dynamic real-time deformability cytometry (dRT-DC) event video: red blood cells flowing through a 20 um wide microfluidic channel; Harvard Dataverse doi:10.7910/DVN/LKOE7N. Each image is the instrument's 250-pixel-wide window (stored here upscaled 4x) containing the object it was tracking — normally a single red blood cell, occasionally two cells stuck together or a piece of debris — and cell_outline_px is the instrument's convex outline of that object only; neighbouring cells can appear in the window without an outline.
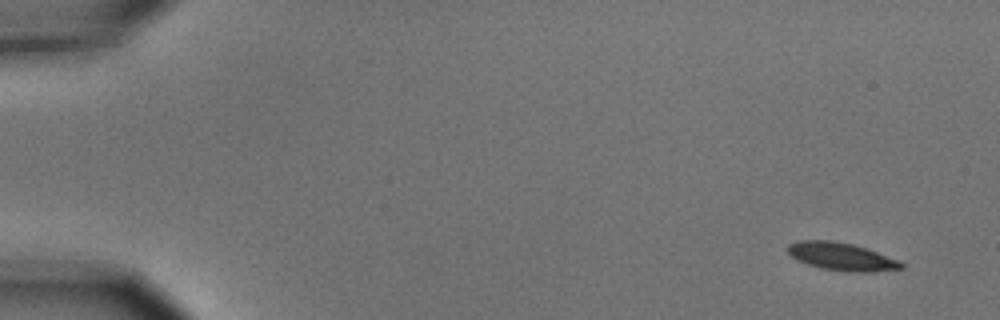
{"species": "common noctule bat (a hibernating species)", "species_latin": "Nyctalus noctula", "temperature_condition": "cold", "stored_images_in_passage": 5, "camera_frame_rate_fps": 3000, "um_per_image_px": 0.085, "animal": {"sex": "male", "body_mass_g": 15.6}, "frame": {"image": 1, "passage_image": 1, "time_ms": 0.0, "image_size_px": [1000, 320], "cell_outline_px": [[904, 268], [868, 272], [848, 272], [820, 268], [796, 260], [784, 248], [788, 244], [800, 240], [832, 240], [852, 244], [900, 260], [904, 264]], "centroid_in_image_um": [71.49, 21.81], "position_along_channel_um": 13.5, "area_um2": 18.44}}
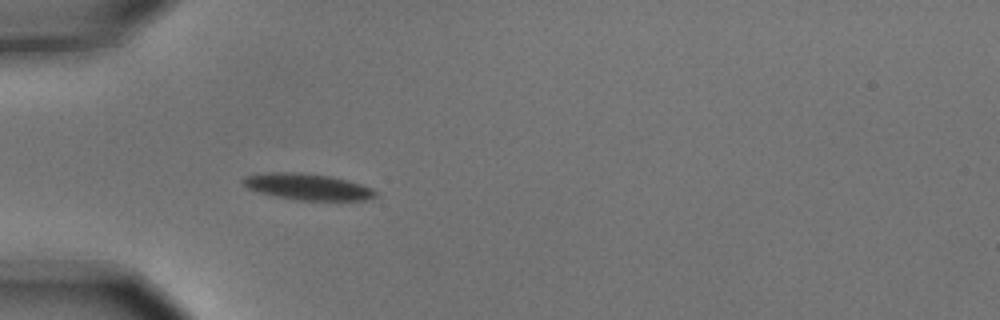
{"frame": {"image": 2, "passage_image": 5, "time_ms": 1.333, "image_size_px": [1000, 320], "cell_outline_px": [[376, 196], [368, 200], [296, 200], [276, 196], [260, 192], [248, 188], [240, 180], [244, 176], [264, 172], [296, 172], [332, 176], [360, 184], [372, 188], [376, 192]], "centroid_in_image_um": [26.12, 15.86], "position_along_channel_um": 58.9, "area_um2": 20.29}}